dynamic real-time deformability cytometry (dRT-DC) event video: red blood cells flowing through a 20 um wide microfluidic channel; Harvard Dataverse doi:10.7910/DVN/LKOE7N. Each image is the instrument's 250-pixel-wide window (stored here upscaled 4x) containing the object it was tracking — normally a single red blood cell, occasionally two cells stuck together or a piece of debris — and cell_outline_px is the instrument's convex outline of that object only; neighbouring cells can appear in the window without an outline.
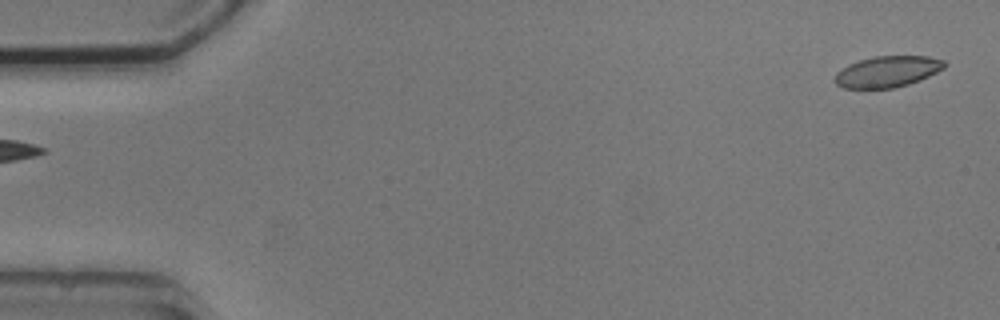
{"species": "common noctule bat (a hibernating species)", "species_latin": "Nyctalus noctula", "temperature_condition": "cold", "stored_images_in_passage": 2, "segment_of_instrument_passage": [2, 2], "camera_frame_rate_fps": 3000, "um_per_image_px": 0.085, "animal": {"sex": "male", "body_mass_g": 20.5, "forearm_length_mm": 52.5}, "frame": {"image": 1, "passage_image": 2, "time_ms": 2.0, "image_size_px": [1000, 320], "cell_outline_px": [[948, 64], [944, 68], [920, 80], [908, 84], [892, 88], [844, 88], [836, 84], [832, 80], [836, 72], [848, 64], [860, 60], [876, 56], [928, 56], [944, 60]], "centroid_in_image_um": [75.42, 6.08], "position_along_channel_um": 9.6, "area_um2": 19.94}}